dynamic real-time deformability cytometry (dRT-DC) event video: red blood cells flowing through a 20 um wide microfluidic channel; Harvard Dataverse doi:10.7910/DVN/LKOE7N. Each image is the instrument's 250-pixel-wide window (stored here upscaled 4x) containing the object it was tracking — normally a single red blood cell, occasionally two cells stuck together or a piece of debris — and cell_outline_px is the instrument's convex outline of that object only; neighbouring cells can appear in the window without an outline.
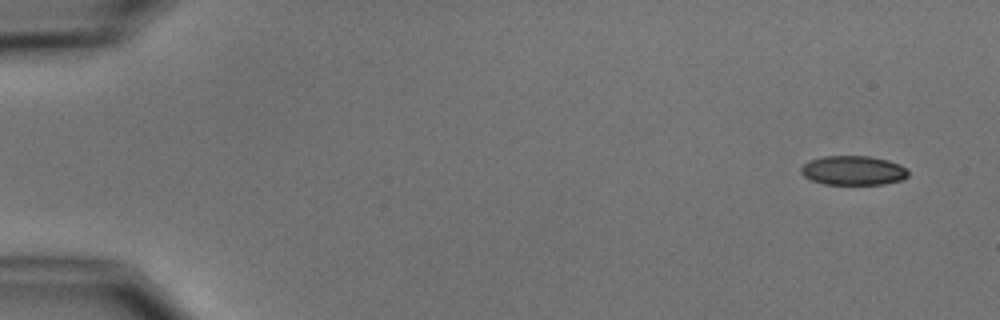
{"species": "common noctule bat (a hibernating species)", "species_latin": "Nyctalus noctula", "temperature_condition": "cold", "stored_images_in_passage": 10, "camera_frame_rate_fps": 3000, "um_per_image_px": 0.085, "animal": {"sex": "male", "body_mass_g": 15.6}, "frame": {"image": 1, "passage_image": 1, "time_ms": 0.0, "image_size_px": [1000, 320], "cell_outline_px": [[908, 176], [900, 180], [884, 184], [824, 184], [812, 180], [804, 176], [800, 172], [800, 168], [808, 160], [824, 156], [868, 156], [888, 160], [900, 164], [908, 168]], "centroid_in_image_um": [72.52, 14.48], "position_along_channel_um": 12.5, "area_um2": 18.38}}
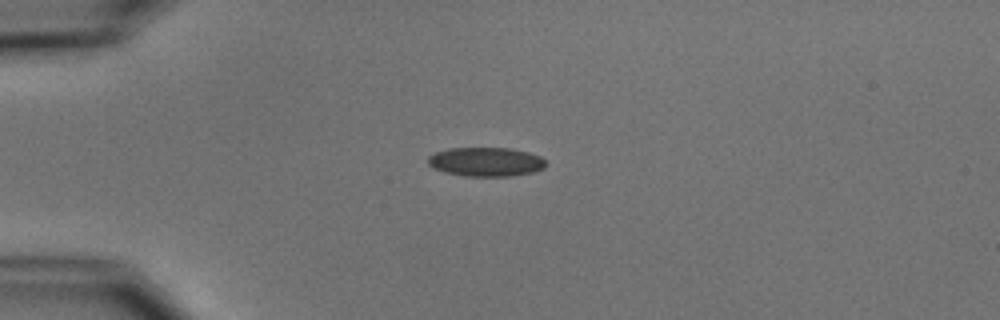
{"frame": {"image": 2, "passage_image": 4, "time_ms": 3.667, "image_size_px": [1000, 320], "cell_outline_px": [[548, 164], [544, 168], [532, 172], [512, 176], [464, 176], [444, 172], [432, 168], [428, 164], [428, 156], [436, 152], [448, 148], [508, 148], [528, 152], [540, 156]], "centroid_in_image_um": [41.29, 13.76], "position_along_channel_um": 43.7, "area_um2": 20.06}}